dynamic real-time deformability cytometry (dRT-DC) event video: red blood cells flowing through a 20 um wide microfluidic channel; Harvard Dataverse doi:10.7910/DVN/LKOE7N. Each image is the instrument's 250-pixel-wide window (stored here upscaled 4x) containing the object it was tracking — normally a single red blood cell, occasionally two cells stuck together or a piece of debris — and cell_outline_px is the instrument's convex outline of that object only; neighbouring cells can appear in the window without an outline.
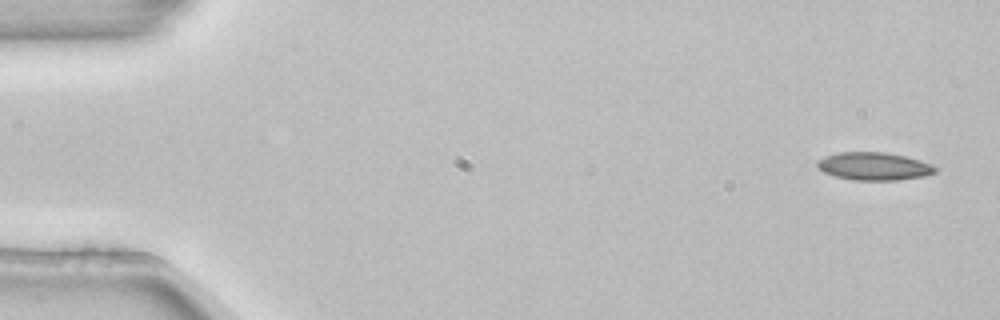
{"species": "common noctule bat (a hibernating species)", "species_latin": "Nyctalus noctula", "temperature_condition": "room temperature", "stored_images_in_passage": 5, "camera_frame_rate_fps": 3000, "um_per_image_px": 0.085, "animal": {"sex": "female", "body_mass_g": 22.7, "forearm_length_mm": 54.2}, "frame": {"image": 1, "passage_image": 1, "time_ms": 0.0, "image_size_px": [1000, 320], "cell_outline_px": [[940, 168], [936, 172], [924, 176], [896, 180], [852, 180], [836, 176], [824, 172], [816, 164], [816, 160], [824, 156], [836, 152], [884, 152], [904, 156], [920, 160], [932, 164]], "centroid_in_image_um": [74.3, 14.12], "position_along_channel_um": 10.7, "area_um2": 19.25}}
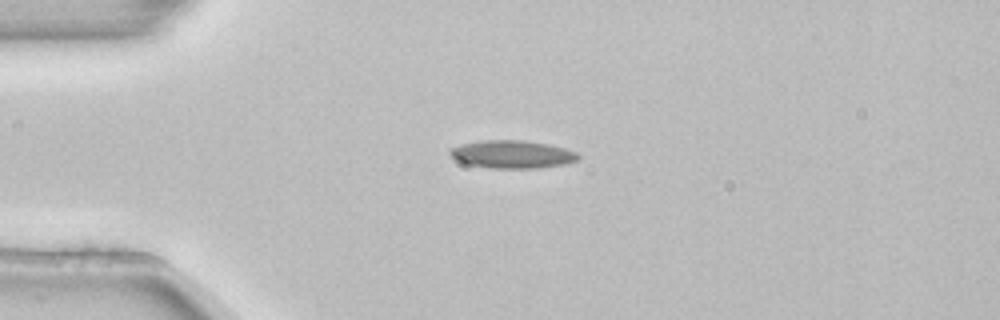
{"frame": {"image": 2, "passage_image": 4, "time_ms": 1.0, "image_size_px": [1000, 320], "cell_outline_px": [[580, 160], [564, 164], [536, 168], [492, 168], [468, 164], [456, 160], [448, 152], [452, 148], [460, 144], [484, 140], [524, 140], [548, 144], [564, 148], [576, 152], [580, 156]], "centroid_in_image_um": [43.56, 13.11], "position_along_channel_um": 41.4, "area_um2": 20.75}}